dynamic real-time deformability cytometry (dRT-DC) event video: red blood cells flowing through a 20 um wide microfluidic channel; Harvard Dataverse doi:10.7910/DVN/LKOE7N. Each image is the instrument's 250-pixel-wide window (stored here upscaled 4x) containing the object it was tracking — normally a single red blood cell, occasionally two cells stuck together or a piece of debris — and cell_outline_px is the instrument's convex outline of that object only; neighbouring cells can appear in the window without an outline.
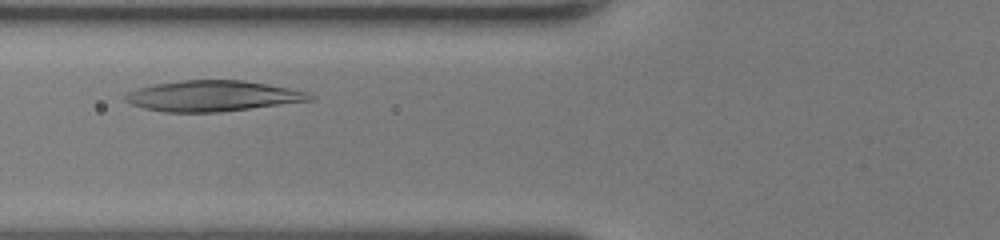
{"species": "human", "species_latin": "Homo sapiens", "temperature_condition": "room temperature", "stored_images_in_passage": 27, "camera_frame_rate_fps": 3000, "um_per_image_px": 0.085, "donor": {"sex": "female"}, "frame": {"image": 1, "passage_image": 6, "time_ms": 1.667, "image_size_px": [1000, 240], "cell_outline_px": [[316, 100], [220, 112], [164, 112], [144, 108], [132, 104], [124, 100], [124, 92], [136, 88], [156, 84], [184, 80], [240, 80], [288, 88], [308, 92], [316, 96]], "centroid_in_image_um": [18.07, 8.16], "position_along_channel_um": 107.7, "area_um2": 33.06}}
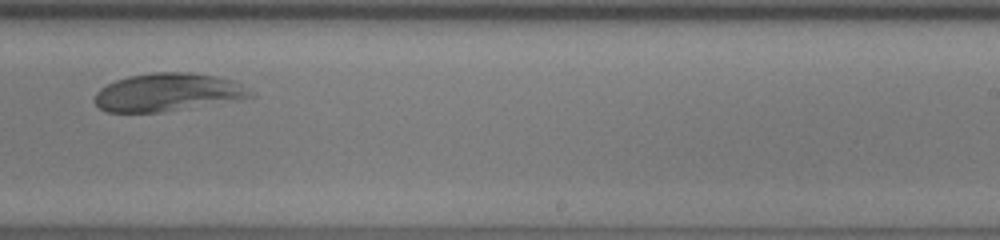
{"frame": {"image": 2, "passage_image": 18, "time_ms": 5.667, "image_size_px": [1000, 240], "cell_outline_px": [[256, 96], [160, 112], [104, 112], [96, 104], [96, 92], [100, 88], [116, 80], [128, 76], [152, 72], [192, 72], [216, 76], [228, 80]], "centroid_in_image_um": [14.13, 7.84], "position_along_channel_um": 274.9, "area_um2": 33.58}}
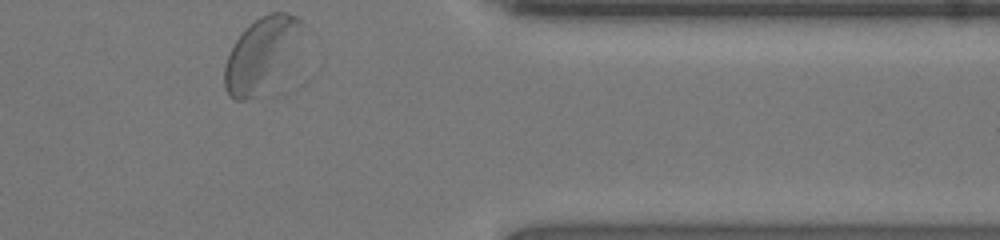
{"frame": {"image": 3, "passage_image": 27, "time_ms": 8.667, "image_size_px": [1000, 240], "cell_outline_px": [[304, 24], [252, 96], [244, 100], [232, 100], [228, 96], [224, 88], [224, 64], [236, 40], [260, 16], [268, 12], [284, 12], [296, 16]], "centroid_in_image_um": [21.95, 4.5], "position_along_channel_um": 389.5, "area_um2": 28.44}, "authors_computed_cell_mechanics": {"area_um2": 32.5992, "velocity_mm_per_s": 4.1857, "shape_relaxation_time_tau1_ms": 3.3307, "shape_relaxation_time_tau2_ms": null, "deformation_change_tau1": 0.1485, "deformation_change_tau2": null}}